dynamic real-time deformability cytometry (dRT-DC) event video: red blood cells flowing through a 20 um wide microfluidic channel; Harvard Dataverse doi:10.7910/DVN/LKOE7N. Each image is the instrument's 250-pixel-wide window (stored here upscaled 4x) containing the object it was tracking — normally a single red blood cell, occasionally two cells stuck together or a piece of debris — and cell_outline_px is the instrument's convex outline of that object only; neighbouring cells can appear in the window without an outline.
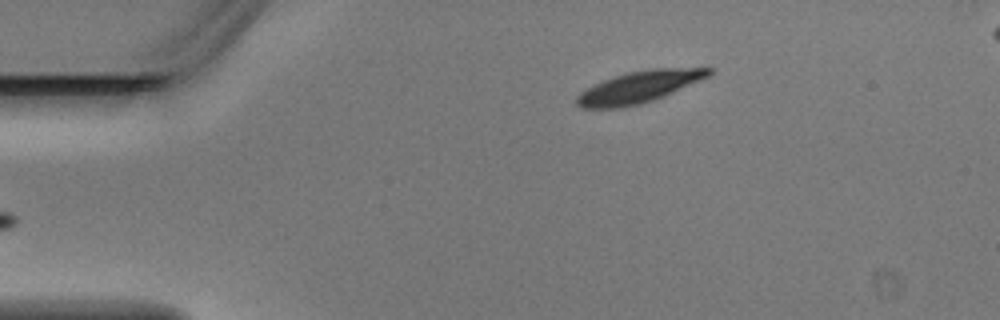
{"species": "Egyptian fruit bat (a non-hibernating species)", "species_latin": "Rousettus aegyptiacus", "temperature_condition": "warm", "stored_images_in_passage": 3, "camera_frame_rate_fps": 3000, "um_per_image_px": 0.085, "animal": {"sex": "male"}, "frame": {"image": 1, "passage_image": 3, "time_ms": 0.667, "image_size_px": [1000, 320], "cell_outline_px": [[716, 68], [708, 76], [700, 80], [664, 96], [640, 104], [624, 108], [580, 108], [576, 104], [576, 96], [580, 92], [592, 84], [628, 72], [648, 68]], "centroid_in_image_um": [54.28, 7.4], "position_along_channel_um": 30.7, "area_um2": 24.39}}